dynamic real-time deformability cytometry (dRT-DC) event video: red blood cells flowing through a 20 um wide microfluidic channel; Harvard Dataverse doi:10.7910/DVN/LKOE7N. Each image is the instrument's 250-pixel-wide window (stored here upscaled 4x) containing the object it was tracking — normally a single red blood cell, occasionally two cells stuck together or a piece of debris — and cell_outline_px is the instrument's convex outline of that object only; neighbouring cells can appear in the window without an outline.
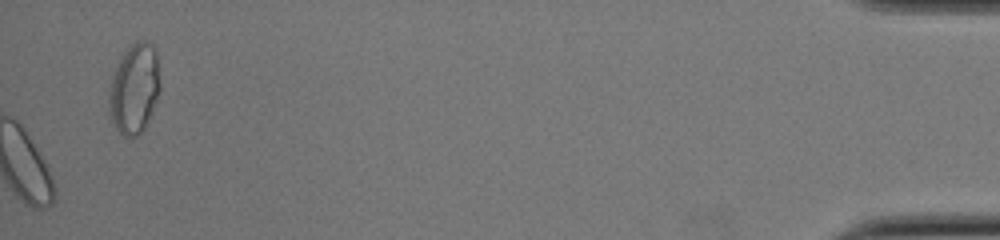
{"species": "common noctule bat (a hibernating species)", "species_latin": "Nyctalus noctula", "temperature_condition": "cold", "stored_images_in_passage": 50, "camera_frame_rate_fps": 3000, "um_per_image_px": 0.085, "animal": {"sex": "female", "body_mass_g": 22.0, "forearm_length_mm": 56.7}, "frame": {"image": 1, "passage_image": 50, "time_ms": 16.333, "image_size_px": [1000, 240], "cell_outline_px": [[160, 88], [148, 124], [132, 140], [124, 136], [116, 128], [112, 120], [108, 108], [108, 92], [112, 76], [120, 56], [136, 40], [144, 40], [152, 44], [156, 48], [160, 80]], "centroid_in_image_um": [11.42, 7.53], "position_along_channel_um": 423.8, "area_um2": 27.22}, "authors_computed_cell_mechanics": {"area_um2": 18.1781, "velocity_mm_per_s": 3.8526, "shape_relaxation_time_tau1_ms": 2.5173, "shape_relaxation_time_tau2_ms": 1.2082, "deformation_change_tau1": 0.0538, "deformation_change_tau2": 0.05}}